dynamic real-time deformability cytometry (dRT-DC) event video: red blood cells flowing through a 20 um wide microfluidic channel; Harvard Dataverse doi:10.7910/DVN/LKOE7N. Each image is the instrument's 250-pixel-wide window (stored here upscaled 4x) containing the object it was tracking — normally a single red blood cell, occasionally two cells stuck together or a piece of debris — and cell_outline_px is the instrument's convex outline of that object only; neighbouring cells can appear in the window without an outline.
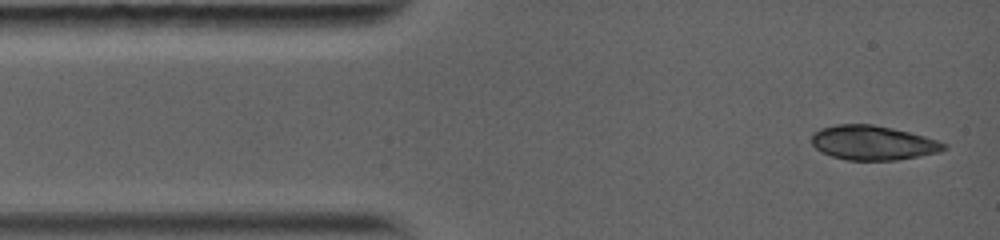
{"species": "common noctule bat (a hibernating species)", "species_latin": "Nyctalus noctula", "temperature_condition": "warm", "stored_images_in_passage": 3, "camera_frame_rate_fps": 5000, "um_per_image_px": 0.085, "animal": {"sex": "female", "body_mass_g": 19.0, "forearm_length_mm": 56.7}, "frame": {"image": 1, "passage_image": 1, "time_ms": 0.0, "image_size_px": [1000, 240], "cell_outline_px": [[948, 148], [940, 152], [920, 156], [896, 160], [848, 160], [832, 156], [820, 152], [812, 144], [812, 132], [820, 128], [836, 124], [872, 124], [892, 128], [924, 136], [948, 144]], "centroid_in_image_um": [74.19, 12.14], "position_along_channel_um": 10.8, "area_um2": 26.65}}